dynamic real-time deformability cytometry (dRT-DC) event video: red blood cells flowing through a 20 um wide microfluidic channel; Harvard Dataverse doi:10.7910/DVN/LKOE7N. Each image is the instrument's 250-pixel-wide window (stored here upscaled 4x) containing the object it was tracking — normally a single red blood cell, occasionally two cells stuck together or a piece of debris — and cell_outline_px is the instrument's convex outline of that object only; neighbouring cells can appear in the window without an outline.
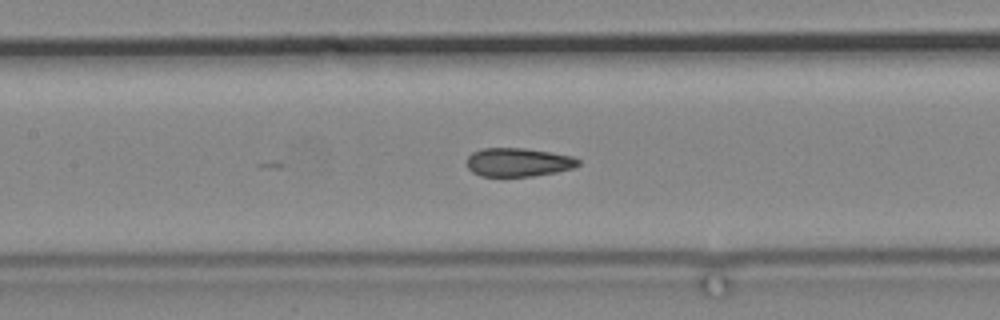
{"species": "common noctule bat (a hibernating species)", "species_latin": "Nyctalus noctula", "temperature_condition": "cold", "stored_images_in_passage": 46, "camera_frame_rate_fps": 3000, "um_per_image_px": 0.085, "animal": {"sex": "male", "body_mass_g": 19.2, "forearm_length_mm": 51.8}, "frame": {"image": 1, "passage_image": 46, "time_ms": 15.0, "image_size_px": [1000, 320], "cell_outline_px": [[580, 164], [572, 168], [556, 172], [532, 176], [480, 176], [472, 172], [468, 168], [468, 156], [472, 152], [484, 148], [524, 148], [572, 156], [580, 160]], "centroid_in_image_um": [44.04, 13.79], "position_along_channel_um": 163.4, "area_um2": 18.44}}